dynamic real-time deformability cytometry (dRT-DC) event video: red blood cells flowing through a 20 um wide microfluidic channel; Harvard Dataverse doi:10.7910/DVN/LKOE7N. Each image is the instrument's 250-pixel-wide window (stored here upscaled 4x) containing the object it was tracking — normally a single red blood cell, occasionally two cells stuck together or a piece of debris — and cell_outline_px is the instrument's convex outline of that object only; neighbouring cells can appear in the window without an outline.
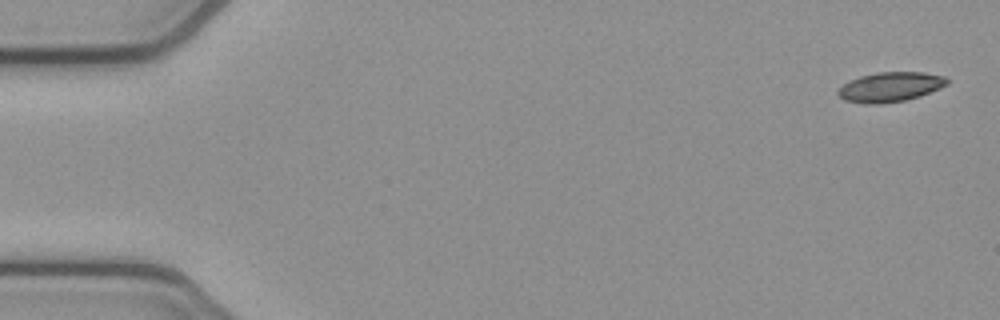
{"species": "common noctule bat (a hibernating species)", "species_latin": "Nyctalus noctula", "temperature_condition": "cold", "stored_images_in_passage": 5, "camera_frame_rate_fps": 3000, "um_per_image_px": 0.085, "animal": {"sex": "female", "body_mass_g": 21.9}, "frame": {"image": 1, "passage_image": 1, "time_ms": 0.0, "image_size_px": [1000, 320], "cell_outline_px": [[948, 84], [940, 88], [920, 96], [904, 100], [880, 104], [864, 104], [844, 100], [836, 92], [844, 84], [860, 76], [880, 72], [924, 72], [944, 76], [948, 80]], "centroid_in_image_um": [75.68, 7.39], "position_along_channel_um": 9.3, "area_um2": 18.73}}
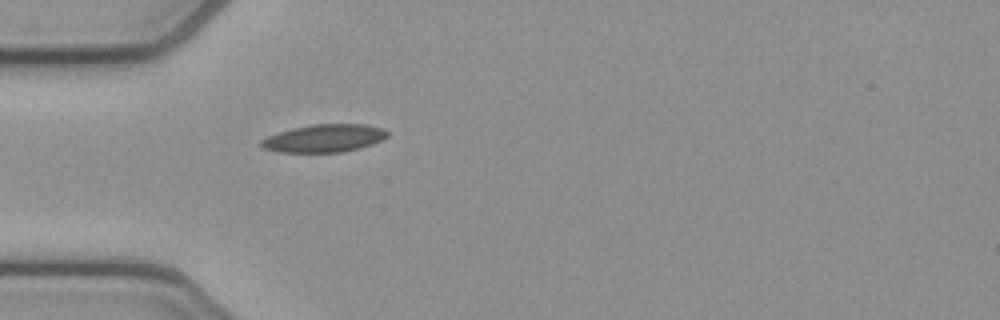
{"frame": {"image": 2, "passage_image": 5, "time_ms": 1.333, "image_size_px": [1000, 320], "cell_outline_px": [[388, 136], [384, 140], [360, 148], [344, 152], [280, 152], [264, 148], [260, 144], [260, 140], [268, 136], [292, 128], [312, 124], [364, 124], [384, 128], [388, 132]], "centroid_in_image_um": [27.6, 11.75], "position_along_channel_um": 57.4, "area_um2": 20.52}}